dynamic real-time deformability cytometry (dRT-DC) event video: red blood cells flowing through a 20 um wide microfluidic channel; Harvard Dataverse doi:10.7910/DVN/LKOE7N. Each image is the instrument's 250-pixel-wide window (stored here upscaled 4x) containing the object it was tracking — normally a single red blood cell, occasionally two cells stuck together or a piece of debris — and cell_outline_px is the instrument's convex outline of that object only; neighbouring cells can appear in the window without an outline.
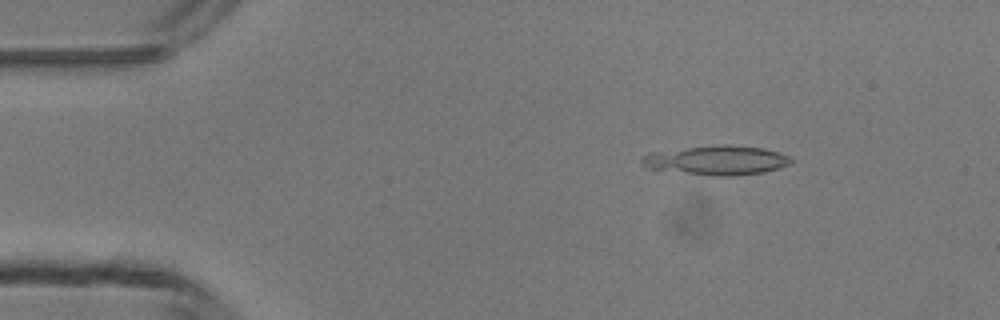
{"species": "common noctule bat (a hibernating species)", "species_latin": "Nyctalus noctula", "temperature_condition": "room temperature", "stored_images_in_passage": 3, "camera_frame_rate_fps": 3000, "um_per_image_px": 0.085, "animal": {"sex": "male", "body_mass_g": 13.3}, "frame": {"image": 1, "passage_image": 1, "time_ms": 0.0, "image_size_px": [1000, 320], "cell_outline_px": [[792, 160], [788, 164], [780, 168], [764, 172], [732, 176], [712, 176], [648, 168], [640, 160], [640, 156], [648, 152], [720, 144], [728, 144], [764, 148], [780, 152], [788, 156]], "centroid_in_image_um": [60.91, 13.61], "position_along_channel_um": 24.1, "area_um2": 25.61}}